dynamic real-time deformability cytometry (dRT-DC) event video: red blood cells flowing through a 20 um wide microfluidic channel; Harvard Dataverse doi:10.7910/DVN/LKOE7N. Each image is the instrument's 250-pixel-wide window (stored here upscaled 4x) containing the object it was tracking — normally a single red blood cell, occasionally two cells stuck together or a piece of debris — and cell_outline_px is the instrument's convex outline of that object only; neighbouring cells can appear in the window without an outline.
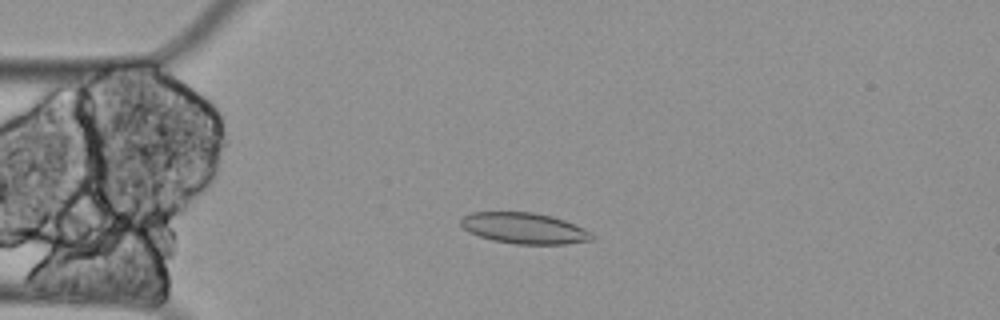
{"species": "Egyptian fruit bat (a non-hibernating species)", "species_latin": "Rousettus aegyptiacus", "temperature_condition": "cold", "stored_images_in_passage": 59, "camera_frame_rate_fps": 3000, "um_per_image_px": 0.085, "animal": {"sex": "female"}, "frame": {"image": 1, "passage_image": 14, "time_ms": 4.333, "image_size_px": [1000, 320], "cell_outline_px": [[596, 236], [592, 240], [564, 244], [516, 244], [492, 240], [468, 232], [460, 224], [460, 220], [464, 216], [472, 212], [532, 212], [552, 216], [564, 220], [584, 228], [592, 232]], "centroid_in_image_um": [44.58, 19.4], "position_along_channel_um": 40.4, "area_um2": 23.7}}
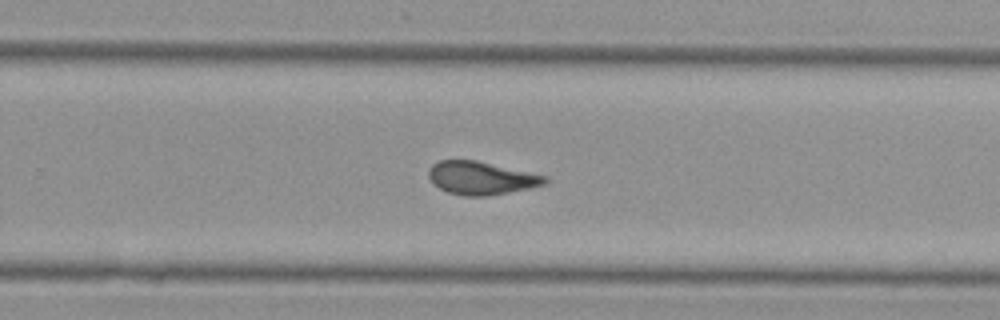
{"frame": {"image": 2, "passage_image": 38, "time_ms": 12.333, "image_size_px": [1000, 320], "cell_outline_px": [[548, 184], [532, 188], [488, 196], [464, 196], [448, 192], [432, 184], [428, 176], [428, 168], [432, 164], [440, 160], [476, 160], [548, 176]], "centroid_in_image_um": [40.91, 15.14], "position_along_channel_um": 288.9, "area_um2": 22.72}}
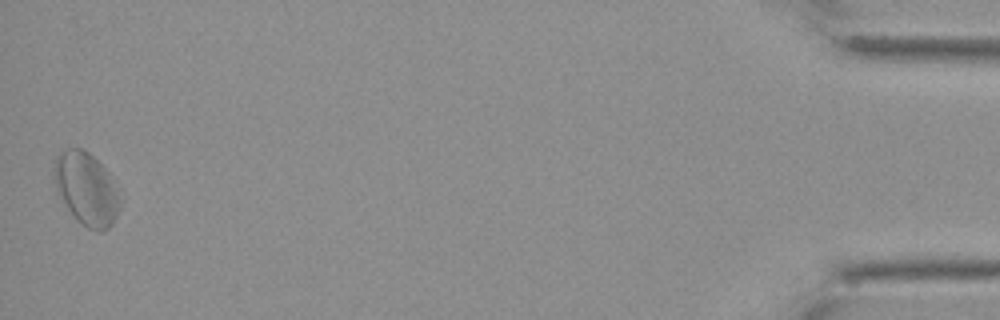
{"frame": {"image": 3, "passage_image": 59, "time_ms": 19.333, "image_size_px": [1000, 320], "cell_outline_px": [[120, 208], [112, 224], [108, 228], [100, 232], [88, 228], [76, 220], [56, 192], [52, 176], [52, 172], [56, 156], [64, 148], [80, 148], [88, 152], [112, 176], [120, 204]], "centroid_in_image_um": [7.29, 16.04], "position_along_channel_um": 427.9, "area_um2": 28.03}, "authors_computed_cell_mechanics": {"area_um2": 23.2934, "velocity_mm_per_s": 3.2788, "shape_relaxation_time_tau1_ms": null, "shape_relaxation_time_tau2_ms": 10.8388, "deformation_change_tau1": null, "deformation_change_tau2": 0.0764}}